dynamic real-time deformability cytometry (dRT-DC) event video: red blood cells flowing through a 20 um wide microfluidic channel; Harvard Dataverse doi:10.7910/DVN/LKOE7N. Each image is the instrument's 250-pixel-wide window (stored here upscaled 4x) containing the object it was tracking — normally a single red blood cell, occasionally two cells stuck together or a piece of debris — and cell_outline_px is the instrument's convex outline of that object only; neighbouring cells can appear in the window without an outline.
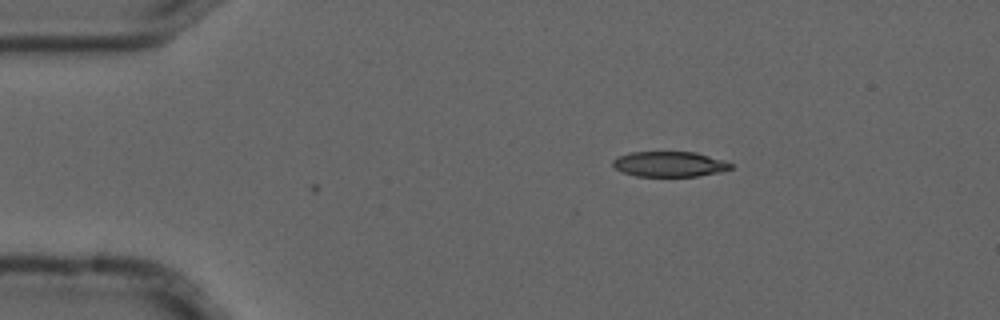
{"species": "common noctule bat (a hibernating species)", "species_latin": "Nyctalus noctula", "temperature_condition": "cold", "stored_images_in_passage": 11, "camera_frame_rate_fps": 3000, "um_per_image_px": 0.085, "animal": {"sex": "male", "forearm_length_mm": 52.5}, "frame": {"image": 1, "passage_image": 1, "time_ms": 0.0, "image_size_px": [1000, 320], "cell_outline_px": [[732, 168], [720, 172], [696, 176], [636, 176], [620, 172], [612, 164], [612, 160], [616, 156], [632, 152], [696, 152], [724, 160], [732, 164]], "centroid_in_image_um": [56.87, 13.95], "position_along_channel_um": 28.1, "area_um2": 17.46}}
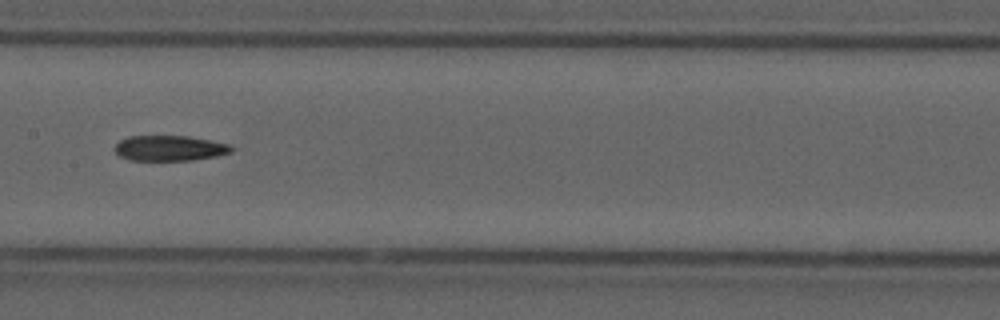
{"frame": {"image": 2, "passage_image": 5, "time_ms": 1.333, "image_size_px": [1000, 320], "cell_outline_px": [[236, 148], [232, 152], [216, 156], [192, 160], [128, 160], [120, 156], [112, 148], [120, 140], [128, 136], [188, 136], [212, 140], [228, 144]], "centroid_in_image_um": [14.42, 12.59], "position_along_channel_um": 193.0, "area_um2": 17.4}}
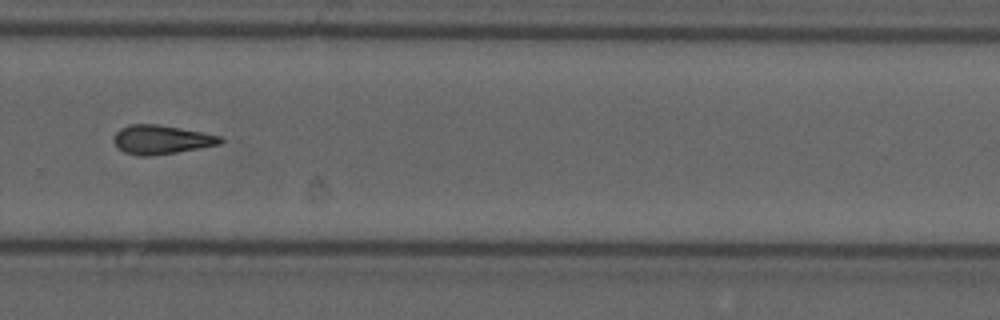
{"frame": {"image": 3, "passage_image": 8, "time_ms": 2.333, "image_size_px": [1000, 320], "cell_outline_px": [[224, 140], [220, 144], [200, 148], [152, 156], [140, 156], [124, 152], [112, 140], [116, 132], [120, 128], [128, 124], [156, 124], [180, 128], [220, 136]], "centroid_in_image_um": [13.69, 11.87], "position_along_channel_um": 316.1, "area_um2": 17.86}}